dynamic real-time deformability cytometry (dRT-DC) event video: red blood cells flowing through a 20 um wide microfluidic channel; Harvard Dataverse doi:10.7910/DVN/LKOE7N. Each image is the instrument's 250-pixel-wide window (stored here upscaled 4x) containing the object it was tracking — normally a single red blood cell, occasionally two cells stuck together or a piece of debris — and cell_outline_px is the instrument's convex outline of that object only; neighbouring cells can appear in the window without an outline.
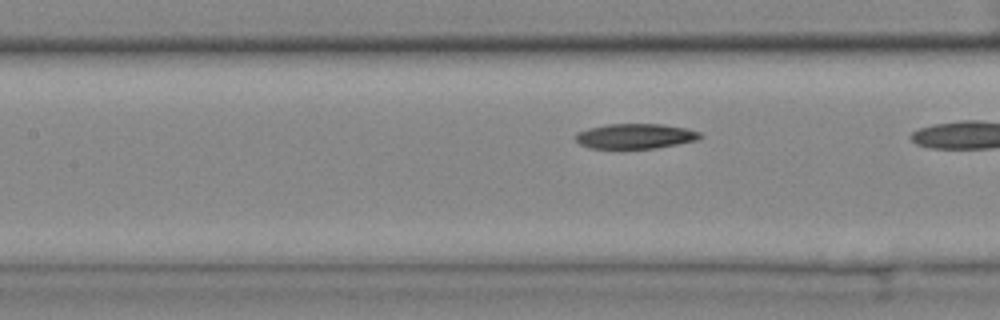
{"species": "common noctule bat (a hibernating species)", "species_latin": "Nyctalus noctula", "temperature_condition": "cold", "stored_images_in_passage": 24, "segment_of_instrument_passage": [2, 2], "camera_frame_rate_fps": 3000, "um_per_image_px": 0.085, "animal": {"sex": "female", "body_mass_g": 25.1}, "frame": {"image": 1, "passage_image": 21, "time_ms": 6.667, "image_size_px": [1000, 320], "cell_outline_px": [[704, 136], [696, 140], [656, 148], [588, 148], [580, 144], [576, 140], [576, 132], [588, 128], [608, 124], [660, 124], [688, 128], [700, 132]], "centroid_in_image_um": [54.0, 11.57], "position_along_channel_um": 153.4, "area_um2": 18.15}}